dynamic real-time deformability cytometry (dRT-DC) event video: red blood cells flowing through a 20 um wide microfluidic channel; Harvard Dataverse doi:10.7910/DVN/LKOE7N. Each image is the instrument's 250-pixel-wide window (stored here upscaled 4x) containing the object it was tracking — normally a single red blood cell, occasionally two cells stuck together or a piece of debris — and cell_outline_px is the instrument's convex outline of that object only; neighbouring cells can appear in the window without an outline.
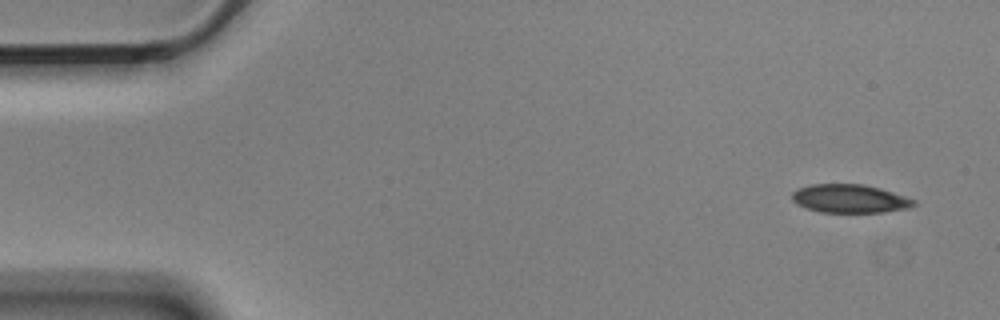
{"species": "Egyptian fruit bat (a non-hibernating species)", "species_latin": "Rousettus aegyptiacus", "temperature_condition": "cold", "stored_images_in_passage": 5, "camera_frame_rate_fps": 3000, "um_per_image_px": 0.085, "animal": {"sex": "male"}, "frame": {"image": 1, "passage_image": 1, "time_ms": 0.0, "image_size_px": [1000, 320], "cell_outline_px": [[916, 204], [908, 208], [884, 212], [820, 212], [796, 204], [792, 200], [792, 192], [800, 188], [812, 184], [864, 184], [880, 188], [916, 200]], "centroid_in_image_um": [72.23, 16.88], "position_along_channel_um": 12.8, "area_um2": 20.06}}
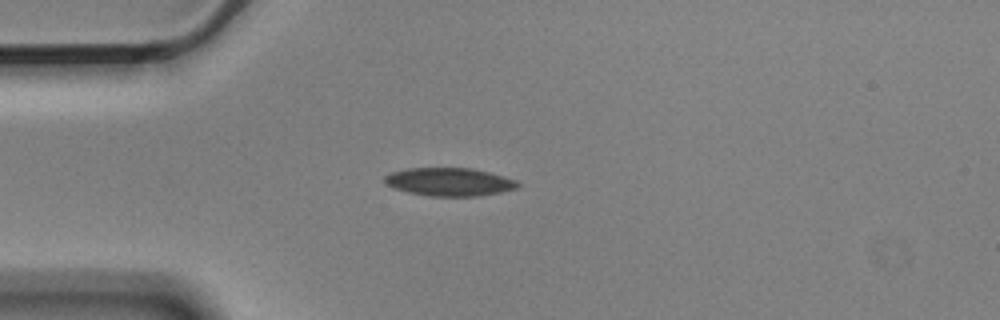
{"frame": {"image": 2, "passage_image": 4, "time_ms": 1.0, "image_size_px": [1000, 320], "cell_outline_px": [[520, 184], [516, 188], [500, 192], [480, 196], [428, 196], [408, 192], [392, 188], [384, 184], [384, 176], [392, 172], [408, 168], [472, 168], [488, 172], [516, 180]], "centroid_in_image_um": [38.15, 15.46], "position_along_channel_um": 46.9, "area_um2": 21.85}}